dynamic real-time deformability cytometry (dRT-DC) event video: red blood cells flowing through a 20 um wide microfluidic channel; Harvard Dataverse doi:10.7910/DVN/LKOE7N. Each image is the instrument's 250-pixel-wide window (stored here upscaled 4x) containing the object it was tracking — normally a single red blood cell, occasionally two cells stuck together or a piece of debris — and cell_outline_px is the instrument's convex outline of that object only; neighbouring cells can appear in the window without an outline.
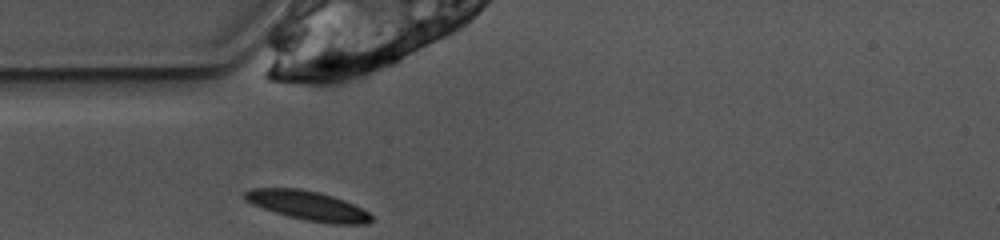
{"species": "common noctule bat (a hibernating species)", "species_latin": "Nyctalus noctula", "temperature_condition": "warm", "stored_images_in_passage": 25, "camera_frame_rate_fps": 3000, "um_per_image_px": 0.085, "animal": {"sex": "female", "body_mass_g": 10.0, "forearm_length_mm": 53.1}, "frame": {"image": 1, "passage_image": 1, "time_ms": 0.0, "image_size_px": [1000, 240], "cell_outline_px": [[372, 220], [368, 224], [332, 224], [308, 220], [288, 216], [252, 204], [244, 196], [244, 192], [252, 188], [300, 188], [332, 196], [344, 200], [368, 212], [372, 216]], "centroid_in_image_um": [26.19, 17.48], "position_along_channel_um": 58.8, "area_um2": 21.21}}
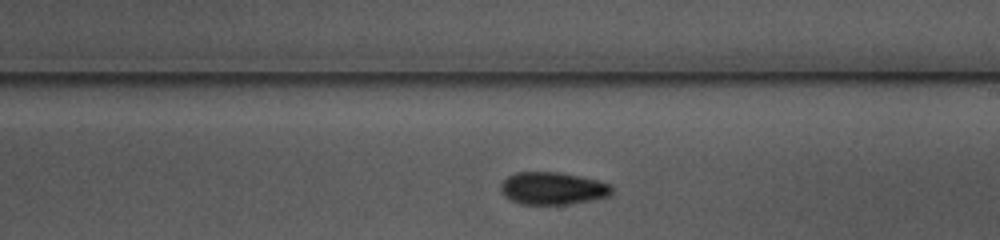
{"frame": {"image": 2, "passage_image": 15, "time_ms": 4.667, "image_size_px": [1000, 240], "cell_outline_px": [[612, 196], [592, 200], [568, 204], [520, 204], [504, 196], [500, 192], [500, 184], [508, 176], [516, 172], [560, 172], [580, 176], [612, 184]], "centroid_in_image_um": [46.99, 16.01], "position_along_channel_um": 242.0, "area_um2": 21.21}}
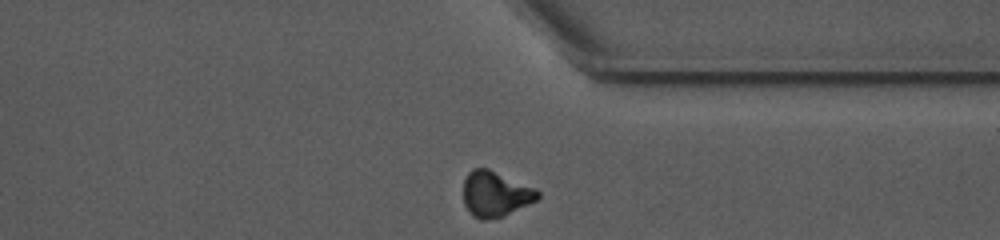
{"frame": {"image": 3, "passage_image": 25, "time_ms": 8.0, "image_size_px": [1000, 240], "cell_outline_px": [[540, 196], [536, 200], [528, 204], [500, 216], [484, 220], [480, 220], [472, 216], [464, 204], [464, 180], [468, 172], [472, 168], [488, 168], [536, 188], [540, 192]], "centroid_in_image_um": [42.09, 16.46], "position_along_channel_um": 369.3, "area_um2": 19.54}, "authors_computed_cell_mechanics": {"area_um2": 21.0392, "velocity_mm_per_s": 3.915, "shape_relaxation_time_tau1_ms": 3.4487, "shape_relaxation_time_tau2_ms": null, "deformation_change_tau1": 0.1545, "deformation_change_tau2": null}}